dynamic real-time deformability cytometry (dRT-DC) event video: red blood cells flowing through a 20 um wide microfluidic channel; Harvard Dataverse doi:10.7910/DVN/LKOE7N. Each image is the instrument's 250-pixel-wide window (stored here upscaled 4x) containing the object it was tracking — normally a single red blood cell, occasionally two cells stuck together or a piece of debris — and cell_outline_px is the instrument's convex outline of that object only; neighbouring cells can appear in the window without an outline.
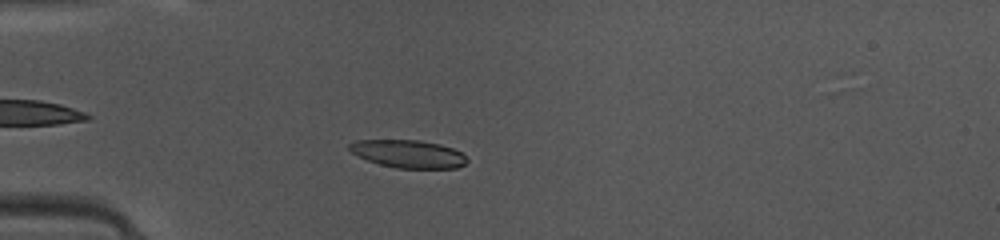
{"species": "common noctule bat (a hibernating species)", "species_latin": "Nyctalus noctula", "temperature_condition": "warm", "stored_images_in_passage": 34, "camera_frame_rate_fps": 3000, "um_per_image_px": 0.085, "animal": {"sex": "female", "body_mass_g": 10.0, "forearm_length_mm": 53.1}, "frame": {"image": 1, "passage_image": 2, "time_ms": 0.333, "image_size_px": [1000, 240], "cell_outline_px": [[468, 160], [464, 164], [456, 168], [396, 168], [380, 164], [368, 160], [352, 152], [348, 148], [348, 144], [356, 140], [416, 140], [440, 144], [452, 148], [460, 152]], "centroid_in_image_um": [34.69, 13.08], "position_along_channel_um": 50.3, "area_um2": 18.84}}
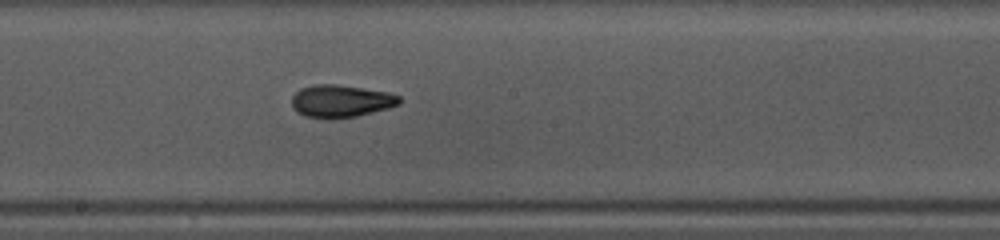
{"frame": {"image": 2, "passage_image": 15, "time_ms": 4.667, "image_size_px": [1000, 240], "cell_outline_px": [[400, 104], [388, 108], [356, 116], [332, 120], [328, 120], [304, 116], [296, 112], [292, 108], [292, 96], [300, 88], [316, 84], [336, 84], [388, 92], [400, 96]], "centroid_in_image_um": [28.93, 8.61], "position_along_channel_um": 219.3, "area_um2": 20.63}}
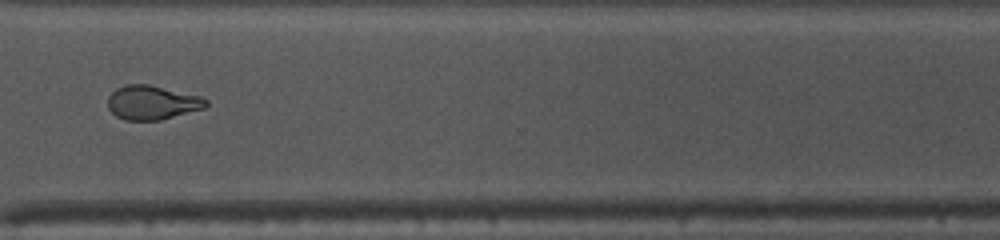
{"frame": {"image": 3, "passage_image": 25, "time_ms": 8.0, "image_size_px": [1000, 240], "cell_outline_px": [[208, 104], [204, 108], [160, 120], [124, 120], [116, 116], [108, 108], [108, 96], [116, 88], [128, 84], [148, 84], [200, 96], [208, 100]], "centroid_in_image_um": [12.91, 8.71], "position_along_channel_um": 357.7, "area_um2": 19.42}, "authors_computed_cell_mechanics": {"area_um2": 20.2011, "velocity_mm_per_s": 4.1719, "shape_relaxation_time_tau1_ms": 6.1341, "shape_relaxation_time_tau2_ms": 2.7958, "deformation_change_tau1": 0.1892, "deformation_change_tau2": 0.0959}}